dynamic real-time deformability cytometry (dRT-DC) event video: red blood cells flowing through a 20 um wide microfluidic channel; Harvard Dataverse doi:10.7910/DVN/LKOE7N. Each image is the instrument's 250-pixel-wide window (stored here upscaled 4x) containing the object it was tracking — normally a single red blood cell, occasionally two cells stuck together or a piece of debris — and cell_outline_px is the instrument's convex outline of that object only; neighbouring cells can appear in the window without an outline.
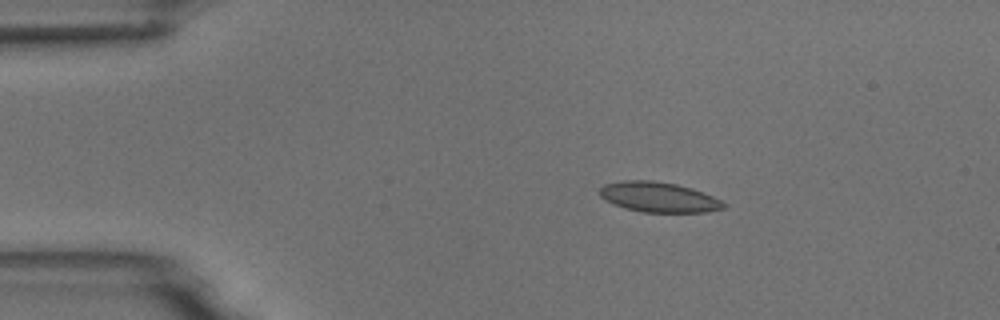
{"species": "common noctule bat (a hibernating species)", "species_latin": "Nyctalus noctula", "temperature_condition": "room temperature", "stored_images_in_passage": 5, "camera_frame_rate_fps": 3000, "um_per_image_px": 0.085, "animal": {"sex": "male", "body_mass_g": 18.8}, "frame": {"image": 1, "passage_image": 2, "time_ms": 2.0, "image_size_px": [1000, 320], "cell_outline_px": [[728, 204], [724, 208], [704, 212], [644, 212], [624, 208], [604, 200], [600, 196], [600, 188], [604, 184], [624, 180], [652, 180], [676, 184], [692, 188], [712, 196]], "centroid_in_image_um": [55.97, 16.75], "position_along_channel_um": 29.0, "area_um2": 21.73}}
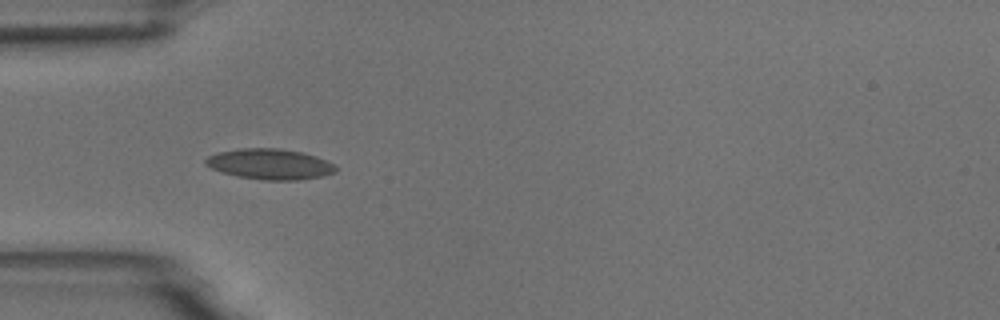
{"frame": {"image": 2, "passage_image": 4, "time_ms": 4.333, "image_size_px": [1000, 320], "cell_outline_px": [[336, 172], [324, 176], [300, 180], [264, 180], [236, 176], [212, 168], [204, 164], [204, 160], [208, 156], [220, 152], [240, 148], [276, 148], [300, 152], [316, 156], [336, 164]], "centroid_in_image_um": [22.97, 13.95], "position_along_channel_um": 62.0, "area_um2": 23.18}}